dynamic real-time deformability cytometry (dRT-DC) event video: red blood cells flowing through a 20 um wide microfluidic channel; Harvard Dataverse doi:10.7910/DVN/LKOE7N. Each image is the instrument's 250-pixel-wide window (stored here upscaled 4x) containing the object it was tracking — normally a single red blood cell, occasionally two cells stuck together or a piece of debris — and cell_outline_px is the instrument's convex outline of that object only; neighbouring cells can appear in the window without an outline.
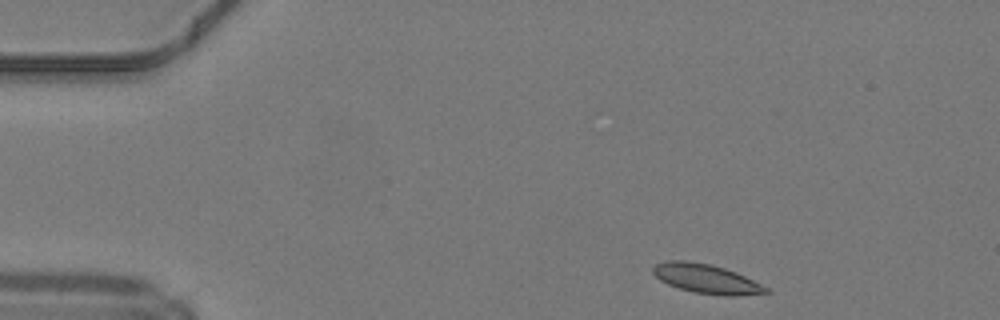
{"species": "common noctule bat (a hibernating species)", "species_latin": "Nyctalus noctula", "temperature_condition": "warm", "stored_images_in_passage": 5, "camera_frame_rate_fps": 3000, "um_per_image_px": 0.085, "animal": {"sex": "male", "body_mass_g": 19.2, "forearm_length_mm": 51.8}, "frame": {"image": 1, "passage_image": 1, "time_ms": 0.0, "image_size_px": [1000, 320], "cell_outline_px": [[772, 292], [736, 296], [724, 296], [692, 292], [668, 284], [660, 280], [652, 272], [652, 268], [656, 264], [668, 260], [684, 260], [708, 264], [724, 268], [736, 272], [768, 288]], "centroid_in_image_um": [60.03, 23.7], "position_along_channel_um": 25.0, "area_um2": 19.13}}